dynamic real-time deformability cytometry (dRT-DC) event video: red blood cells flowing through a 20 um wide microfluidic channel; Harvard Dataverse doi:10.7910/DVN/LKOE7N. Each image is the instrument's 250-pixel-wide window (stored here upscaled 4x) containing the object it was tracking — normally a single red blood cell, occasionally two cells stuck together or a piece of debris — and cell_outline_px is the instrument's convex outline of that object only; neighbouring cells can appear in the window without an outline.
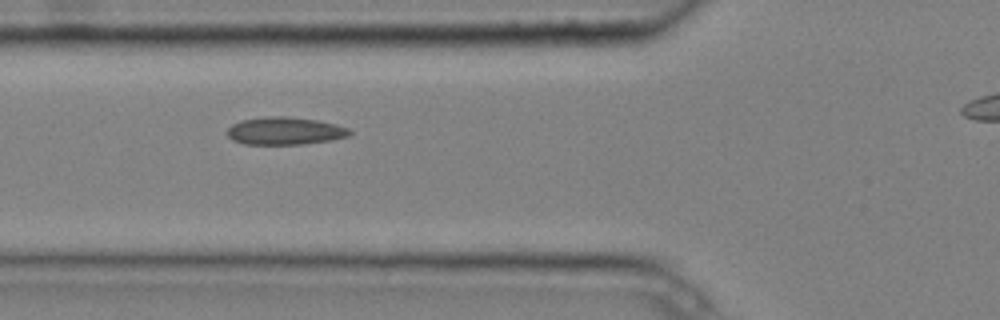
{"species": "common noctule bat (a hibernating species)", "species_latin": "Nyctalus noctula", "temperature_condition": "cold", "stored_images_in_passage": 8, "segment_of_instrument_passage": [1, 2], "camera_frame_rate_fps": 3000, "um_per_image_px": 0.085, "animal": {"sex": "male", "body_mass_g": 20.4}, "frame": {"image": 1, "passage_image": 6, "time_ms": 1.667, "image_size_px": [1000, 320], "cell_outline_px": [[352, 132], [348, 136], [332, 140], [304, 144], [244, 144], [232, 140], [228, 136], [228, 128], [232, 124], [240, 120], [268, 116], [288, 116], [316, 120], [336, 124], [348, 128]], "centroid_in_image_um": [24.21, 11.12], "position_along_channel_um": 101.6, "area_um2": 19.77}}
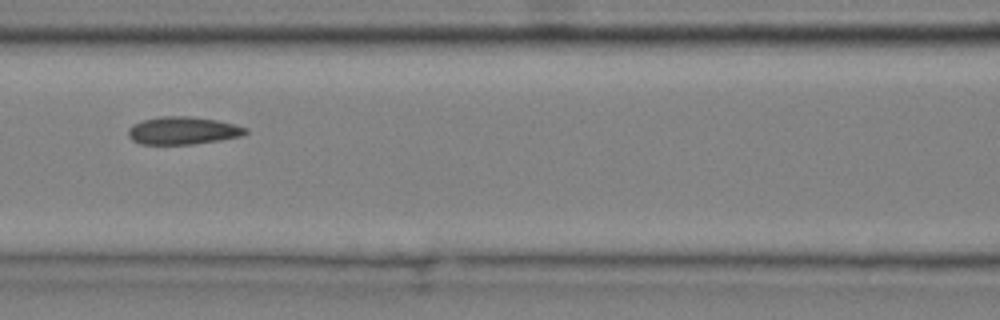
{"frame": {"image": 2, "passage_image": 7, "time_ms": 2.0, "image_size_px": [1000, 320], "cell_outline_px": [[248, 132], [244, 136], [220, 140], [192, 144], [140, 144], [132, 140], [128, 136], [128, 128], [132, 124], [144, 120], [160, 116], [188, 116], [216, 120], [248, 128]], "centroid_in_image_um": [15.54, 11.1], "position_along_channel_um": 151.1, "area_um2": 18.96}}